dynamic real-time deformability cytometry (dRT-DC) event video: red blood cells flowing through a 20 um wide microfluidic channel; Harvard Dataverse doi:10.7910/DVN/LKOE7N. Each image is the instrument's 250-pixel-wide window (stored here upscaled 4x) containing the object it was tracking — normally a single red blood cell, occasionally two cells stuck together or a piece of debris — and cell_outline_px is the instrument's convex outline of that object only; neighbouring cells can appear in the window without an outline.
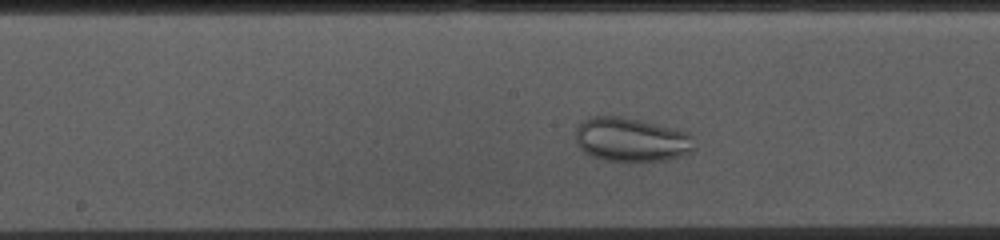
{"species": "common noctule bat (a hibernating species)", "species_latin": "Nyctalus noctula", "temperature_condition": "cold", "stored_images_in_passage": 36, "camera_frame_rate_fps": 3000, "um_per_image_px": 0.085, "animal": {"sex": "female", "body_mass_g": 10.0, "forearm_length_mm": 53.1}, "frame": {"image": 1, "passage_image": 19, "time_ms": 6.0, "image_size_px": [1000, 240], "cell_outline_px": [[692, 152], [668, 160], [604, 160], [592, 156], [584, 152], [576, 144], [576, 128], [588, 116], [620, 116], [640, 120], [688, 132], [692, 136]], "centroid_in_image_um": [53.62, 11.86], "position_along_channel_um": 194.6, "area_um2": 30.17}}
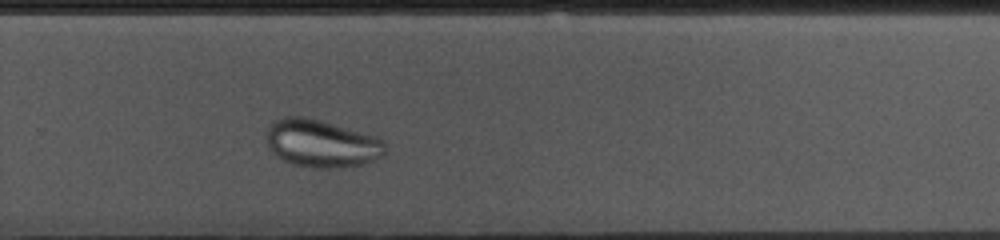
{"frame": {"image": 2, "passage_image": 28, "time_ms": 9.0, "image_size_px": [1000, 240], "cell_outline_px": [[384, 156], [364, 164], [336, 168], [316, 168], [296, 164], [284, 160], [268, 148], [264, 136], [268, 124], [272, 120], [284, 116], [304, 116], [320, 120], [376, 136], [384, 144]], "centroid_in_image_um": [27.27, 12.17], "position_along_channel_um": 302.5, "area_um2": 33.12}}
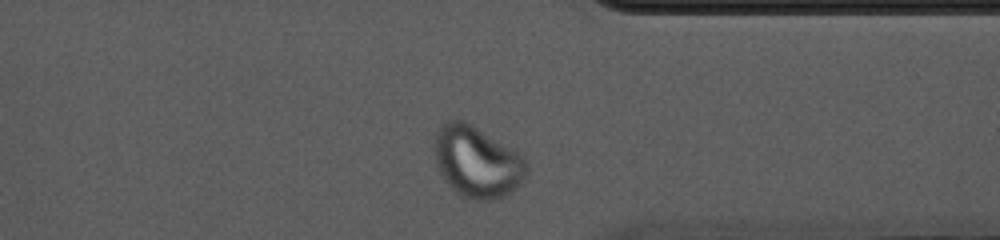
{"frame": {"image": 3, "passage_image": 34, "time_ms": 11.0, "image_size_px": [1000, 240], "cell_outline_px": [[528, 168], [520, 184], [512, 192], [496, 200], [476, 200], [464, 196], [456, 192], [444, 180], [436, 164], [432, 148], [432, 144], [436, 132], [440, 124], [448, 120], [464, 120], [472, 124], [516, 152], [528, 164]], "centroid_in_image_um": [40.49, 13.75], "position_along_channel_um": 370.9, "area_um2": 38.32}}